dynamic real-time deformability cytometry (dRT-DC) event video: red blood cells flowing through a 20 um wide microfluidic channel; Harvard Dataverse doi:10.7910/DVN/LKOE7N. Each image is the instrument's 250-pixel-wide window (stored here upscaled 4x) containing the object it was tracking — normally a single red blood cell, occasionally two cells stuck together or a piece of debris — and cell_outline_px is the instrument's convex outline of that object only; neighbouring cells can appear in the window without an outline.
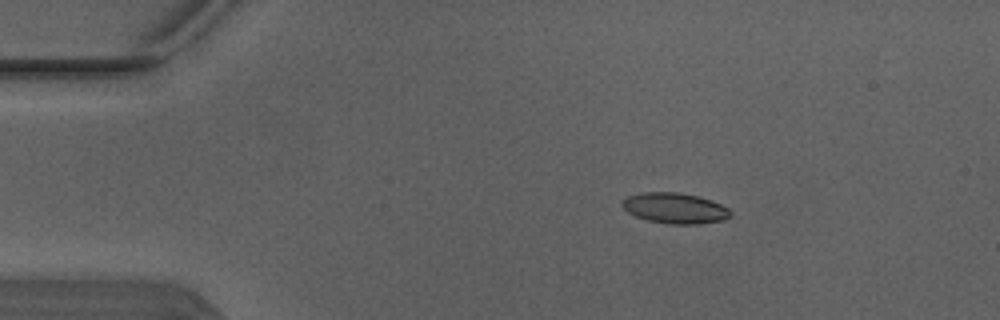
{"species": "Egyptian fruit bat (a non-hibernating species)", "species_latin": "Rousettus aegyptiacus", "temperature_condition": "warm", "stored_images_in_passage": 6, "camera_frame_rate_fps": 3000, "um_per_image_px": 0.085, "animal": {"sex": "male"}, "frame": {"image": 1, "passage_image": 3, "time_ms": 0.667, "image_size_px": [1000, 320], "cell_outline_px": [[732, 216], [724, 220], [696, 224], [668, 224], [648, 220], [636, 216], [628, 212], [620, 204], [620, 200], [628, 196], [644, 192], [680, 192], [700, 196], [712, 200], [728, 208], [732, 212]], "centroid_in_image_um": [57.38, 17.68], "position_along_channel_um": 27.6, "area_um2": 19.54}}
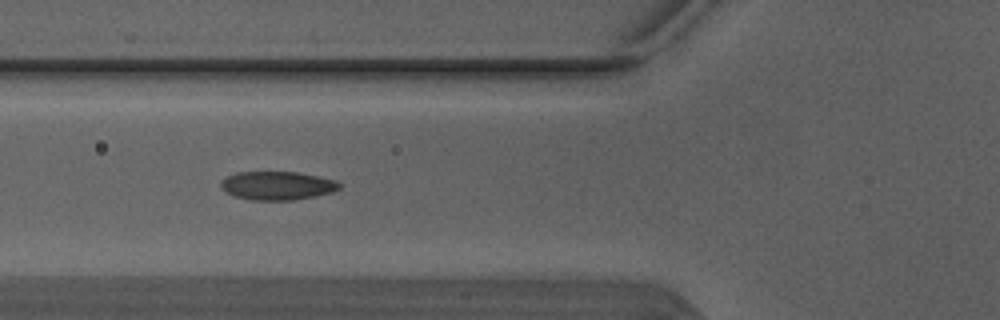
{"frame": {"image": 2, "passage_image": 6, "time_ms": 1.667, "image_size_px": [1000, 320], "cell_outline_px": [[340, 188], [332, 192], [316, 196], [292, 200], [252, 200], [236, 196], [220, 188], [220, 180], [236, 172], [296, 172], [336, 180], [340, 184]], "centroid_in_image_um": [23.56, 15.78], "position_along_channel_um": 102.2, "area_um2": 19.59}}